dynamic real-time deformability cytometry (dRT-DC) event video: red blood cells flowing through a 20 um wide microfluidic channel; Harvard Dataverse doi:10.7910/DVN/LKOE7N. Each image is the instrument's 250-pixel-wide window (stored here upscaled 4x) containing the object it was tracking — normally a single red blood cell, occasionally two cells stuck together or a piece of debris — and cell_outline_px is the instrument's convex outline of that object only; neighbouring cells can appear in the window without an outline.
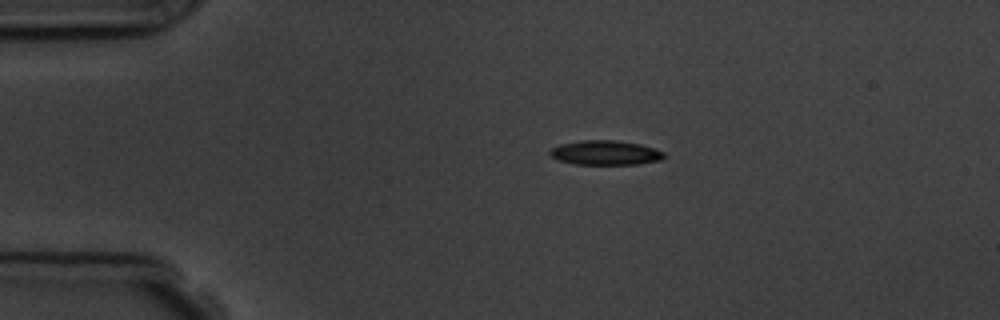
{"species": "common noctule bat (a hibernating species)", "species_latin": "Nyctalus noctula", "temperature_condition": "room temperature", "stored_images_in_passage": 4, "camera_frame_rate_fps": 3000, "um_per_image_px": 0.085, "animal": {"sex": "male", "body_mass_g": 19.5, "forearm_length_mm": 54.6}, "frame": {"image": 1, "passage_image": 1, "time_ms": 0.0, "image_size_px": [1000, 320], "cell_outline_px": [[664, 156], [660, 160], [636, 164], [572, 164], [556, 160], [548, 152], [552, 148], [560, 144], [580, 140], [616, 140], [640, 144], [664, 152]], "centroid_in_image_um": [51.4, 12.98], "position_along_channel_um": 33.6, "area_um2": 16.24}}
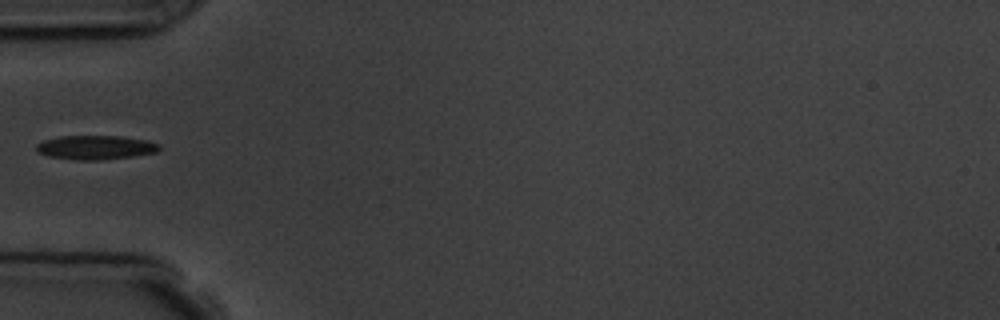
{"frame": {"image": 2, "passage_image": 3, "time_ms": 2.333, "image_size_px": [1000, 320], "cell_outline_px": [[160, 148], [156, 152], [132, 156], [96, 160], [76, 160], [48, 156], [36, 152], [36, 144], [44, 140], [60, 136], [120, 136], [148, 140], [160, 144]], "centroid_in_image_um": [8.1, 12.52], "position_along_channel_um": 76.9, "area_um2": 17.22}}